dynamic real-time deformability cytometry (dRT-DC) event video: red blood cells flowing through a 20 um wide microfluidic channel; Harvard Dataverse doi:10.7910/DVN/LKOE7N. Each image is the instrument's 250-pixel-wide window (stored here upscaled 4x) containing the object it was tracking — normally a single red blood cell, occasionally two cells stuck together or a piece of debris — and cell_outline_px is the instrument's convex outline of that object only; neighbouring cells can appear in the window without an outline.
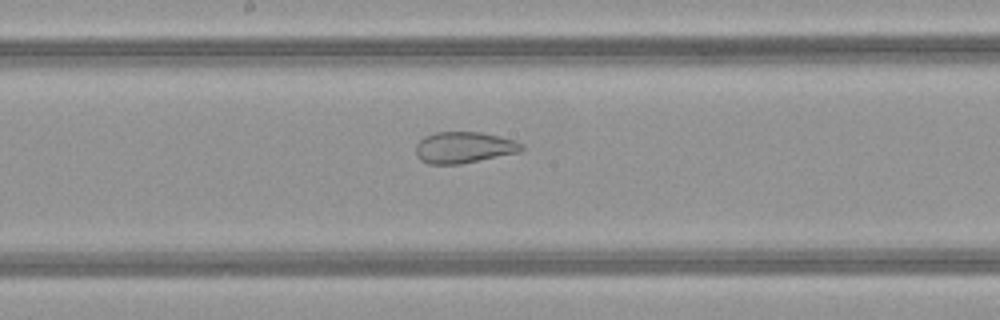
{"species": "common noctule bat (a hibernating species)", "species_latin": "Nyctalus noctula", "temperature_condition": "warm", "stored_images_in_passage": 47, "camera_frame_rate_fps": 3000, "um_per_image_px": 0.085, "animal": {"sex": "female", "body_mass_g": 21.9}, "frame": {"image": 1, "passage_image": 24, "time_ms": 7.667, "image_size_px": [1000, 320], "cell_outline_px": [[524, 148], [520, 152], [460, 164], [428, 164], [420, 160], [416, 156], [416, 144], [424, 136], [436, 132], [480, 132], [512, 140], [524, 144]], "centroid_in_image_um": [39.4, 12.54], "position_along_channel_um": 208.8, "area_um2": 19.25}}
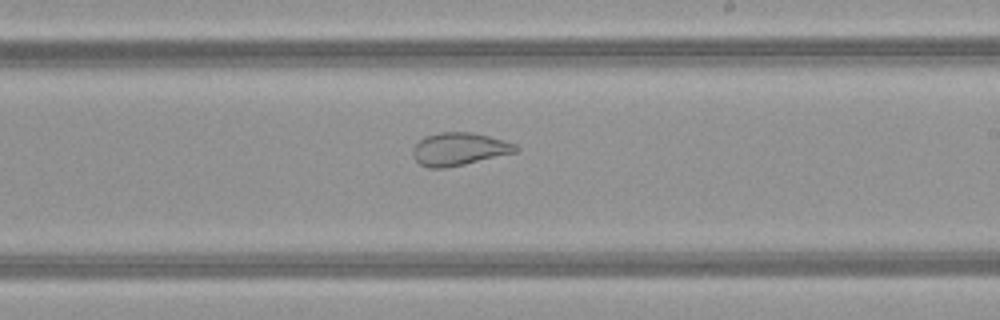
{"frame": {"image": 2, "passage_image": 27, "time_ms": 8.667, "image_size_px": [1000, 320], "cell_outline_px": [[520, 148], [516, 152], [464, 164], [444, 168], [428, 168], [420, 164], [412, 156], [412, 148], [424, 136], [440, 132], [472, 132], [504, 140], [516, 144]], "centroid_in_image_um": [39.01, 12.66], "position_along_channel_um": 250.0, "area_um2": 19.65}}
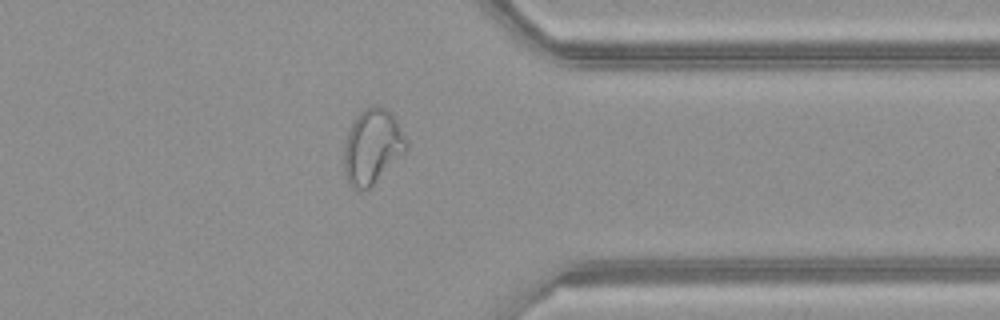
{"frame": {"image": 3, "passage_image": 37, "time_ms": 12.0, "image_size_px": [1000, 320], "cell_outline_px": [[408, 148], [368, 188], [356, 192], [348, 184], [344, 172], [344, 144], [348, 132], [356, 116], [364, 108], [372, 104], [376, 104], [392, 112], [408, 144]], "centroid_in_image_um": [31.61, 12.44], "position_along_channel_um": 379.8, "area_um2": 26.99}, "authors_computed_cell_mechanics": {"area_um2": 28.8422, "velocity_mm_per_s": 4.1384, "shape_relaxation_time_tau1_ms": null, "shape_relaxation_time_tau2_ms": 1.1048, "deformation_change_tau1": null, "deformation_change_tau2": 0.0788}}